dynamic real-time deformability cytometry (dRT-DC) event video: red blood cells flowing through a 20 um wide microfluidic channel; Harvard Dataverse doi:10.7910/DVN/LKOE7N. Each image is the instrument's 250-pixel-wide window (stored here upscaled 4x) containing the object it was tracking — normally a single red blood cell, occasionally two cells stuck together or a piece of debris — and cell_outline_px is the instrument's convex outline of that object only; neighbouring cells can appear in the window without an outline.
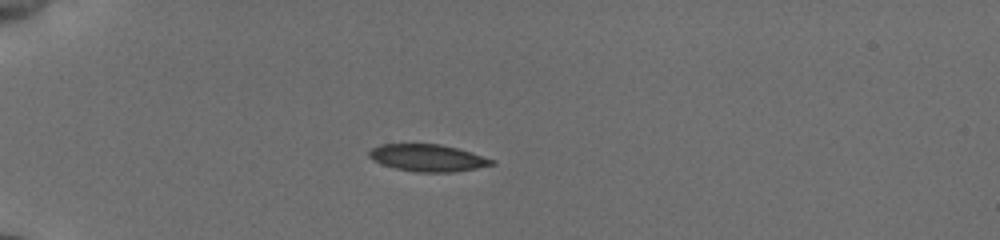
{"species": "common noctule bat (a hibernating species)", "species_latin": "Nyctalus noctula", "temperature_condition": "cold", "stored_images_in_passage": 37, "camera_frame_rate_fps": 3000, "um_per_image_px": 0.085, "animal": {"sex": "female", "body_mass_g": 19.5, "forearm_length_mm": 54.1}, "frame": {"image": 1, "passage_image": 1, "time_ms": 0.0, "image_size_px": [1000, 240], "cell_outline_px": [[496, 164], [476, 168], [452, 172], [416, 172], [396, 168], [372, 160], [368, 156], [368, 152], [372, 148], [380, 144], [440, 144], [456, 148], [492, 160]], "centroid_in_image_um": [36.29, 13.42], "position_along_channel_um": 48.7, "area_um2": 18.96}}
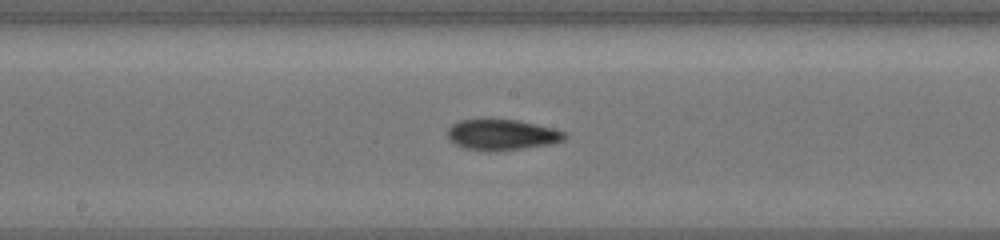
{"frame": {"image": 2, "passage_image": 16, "time_ms": 5.0, "image_size_px": [1000, 240], "cell_outline_px": [[568, 136], [564, 140], [552, 144], [496, 152], [464, 148], [448, 140], [448, 128], [452, 124], [460, 120], [484, 116], [520, 120], [552, 128], [564, 132]], "centroid_in_image_um": [42.63, 11.41], "position_along_channel_um": 205.6, "area_um2": 21.85}}
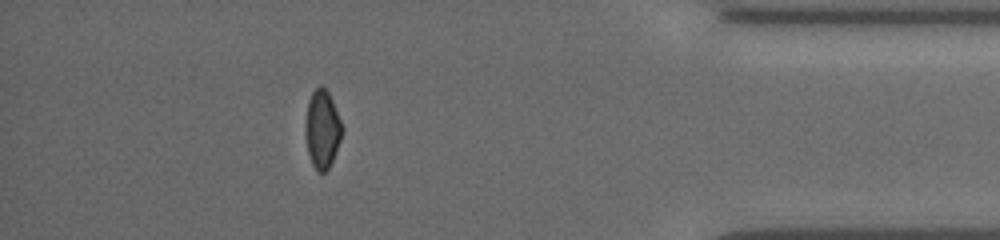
{"frame": {"image": 3, "passage_image": 32, "time_ms": 10.333, "image_size_px": [1000, 240], "cell_outline_px": [[344, 128], [340, 140], [332, 160], [328, 168], [324, 172], [320, 172], [312, 164], [308, 152], [308, 100], [312, 92], [320, 84], [328, 92], [332, 100]], "centroid_in_image_um": [27.44, 10.95], "position_along_channel_um": 407.8, "area_um2": 15.84}, "authors_computed_cell_mechanics": {"area_um2": 20.1722, "velocity_mm_per_s": 3.8234, "shape_relaxation_time_tau1_ms": null, "shape_relaxation_time_tau2_ms": 3.0627, "deformation_change_tau1": null, "deformation_change_tau2": 0.0422}}